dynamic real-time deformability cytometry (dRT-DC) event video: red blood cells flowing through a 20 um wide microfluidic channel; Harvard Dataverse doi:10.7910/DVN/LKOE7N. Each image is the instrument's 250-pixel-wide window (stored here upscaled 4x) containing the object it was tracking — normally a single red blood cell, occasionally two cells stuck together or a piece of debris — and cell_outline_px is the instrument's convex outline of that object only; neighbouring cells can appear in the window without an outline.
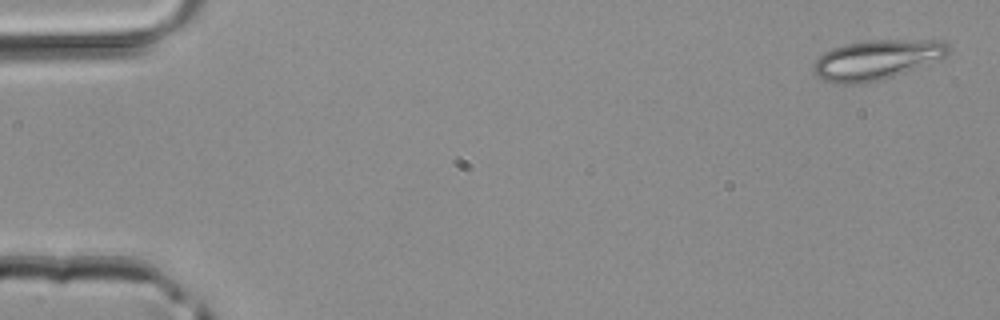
{"species": "common noctule bat (a hibernating species)", "species_latin": "Nyctalus noctula", "temperature_condition": "room temperature", "stored_images_in_passage": 4, "camera_frame_rate_fps": 3000, "um_per_image_px": 0.085, "animal": {"sex": "male", "body_mass_g": 20.4}, "frame": {"image": 1, "passage_image": 1, "time_ms": 0.0, "image_size_px": [1000, 320], "cell_outline_px": [[952, 48], [948, 56], [904, 72], [880, 80], [860, 84], [840, 84], [824, 80], [816, 76], [812, 72], [812, 68], [816, 60], [824, 52], [832, 48], [864, 40], [940, 40], [948, 44]], "centroid_in_image_um": [74.51, 5.07], "position_along_channel_um": 10.5, "area_um2": 31.27}}